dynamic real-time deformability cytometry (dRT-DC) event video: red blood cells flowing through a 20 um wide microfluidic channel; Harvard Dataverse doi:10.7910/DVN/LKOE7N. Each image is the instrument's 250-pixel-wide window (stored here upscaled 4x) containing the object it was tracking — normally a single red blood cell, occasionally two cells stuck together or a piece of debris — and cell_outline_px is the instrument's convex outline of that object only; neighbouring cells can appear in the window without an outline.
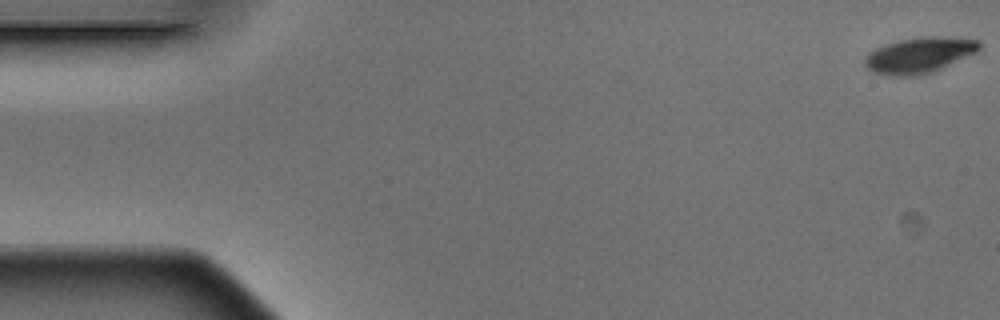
{"species": "Egyptian fruit bat (a non-hibernating species)", "species_latin": "Rousettus aegyptiacus", "temperature_condition": "warm", "stored_images_in_passage": 5, "camera_frame_rate_fps": 3000, "um_per_image_px": 0.085, "animal": {"sex": "male"}, "frame": {"image": 1, "passage_image": 1, "time_ms": 0.0, "image_size_px": [1000, 320], "cell_outline_px": [[980, 48], [976, 52], [932, 72], [912, 76], [892, 76], [872, 72], [864, 64], [864, 60], [868, 52], [884, 44], [900, 40], [924, 36], [932, 36], [976, 40], [980, 44]], "centroid_in_image_um": [78.07, 4.69], "position_along_channel_um": 6.9, "area_um2": 23.47}}
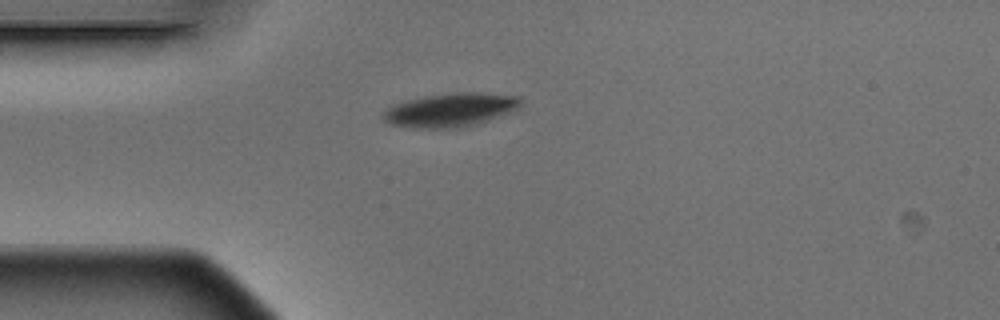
{"frame": {"image": 2, "passage_image": 5, "time_ms": 1.333, "image_size_px": [1000, 320], "cell_outline_px": [[520, 104], [516, 108], [500, 116], [464, 128], [412, 128], [392, 124], [384, 120], [380, 116], [392, 104], [424, 96], [452, 92], [480, 92], [520, 96]], "centroid_in_image_um": [38.26, 9.34], "position_along_channel_um": 46.7, "area_um2": 27.05}}